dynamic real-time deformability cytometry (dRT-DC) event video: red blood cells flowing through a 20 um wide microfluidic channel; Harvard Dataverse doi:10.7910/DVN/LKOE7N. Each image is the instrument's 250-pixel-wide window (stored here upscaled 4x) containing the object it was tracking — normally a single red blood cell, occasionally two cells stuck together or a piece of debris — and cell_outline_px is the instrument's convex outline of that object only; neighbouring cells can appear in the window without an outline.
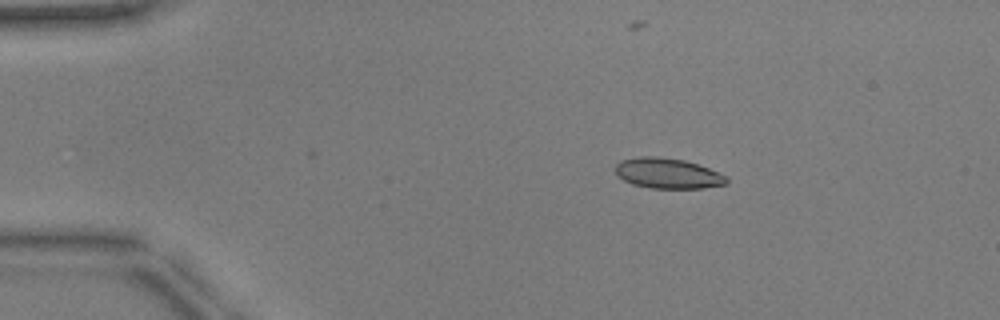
{"species": "common noctule bat (a hibernating species)", "species_latin": "Nyctalus noctula", "temperature_condition": "warm", "stored_images_in_passage": 40, "camera_frame_rate_fps": 3000, "um_per_image_px": 0.085, "animal": {"sex": "male", "body_mass_g": 17.9, "forearm_length_mm": 54.2}, "frame": {"image": 1, "passage_image": 2, "time_ms": 0.333, "image_size_px": [1000, 320], "cell_outline_px": [[728, 184], [704, 188], [652, 188], [632, 184], [616, 176], [616, 164], [620, 160], [640, 156], [656, 156], [684, 160], [708, 168], [728, 176]], "centroid_in_image_um": [56.76, 14.73], "position_along_channel_um": 28.2, "area_um2": 19.77}}
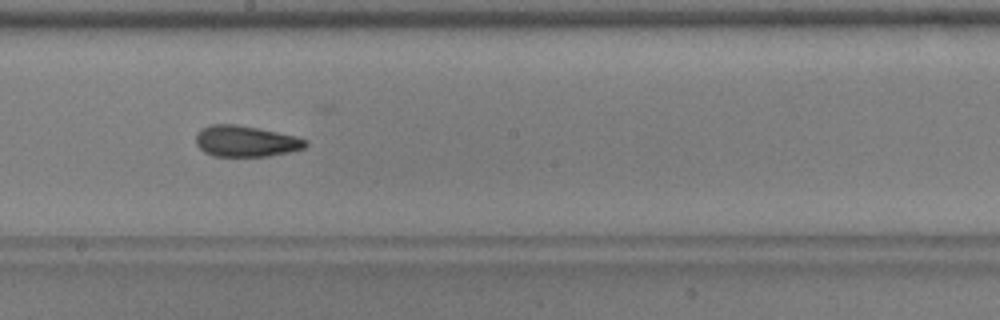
{"frame": {"image": 2, "passage_image": 22, "time_ms": 7.0, "image_size_px": [1000, 320], "cell_outline_px": [[308, 144], [304, 148], [288, 152], [268, 156], [212, 156], [204, 152], [196, 144], [196, 132], [200, 128], [212, 124], [236, 124], [296, 136], [308, 140]], "centroid_in_image_um": [20.86, 12.0], "position_along_channel_um": 227.3, "area_um2": 19.88}}
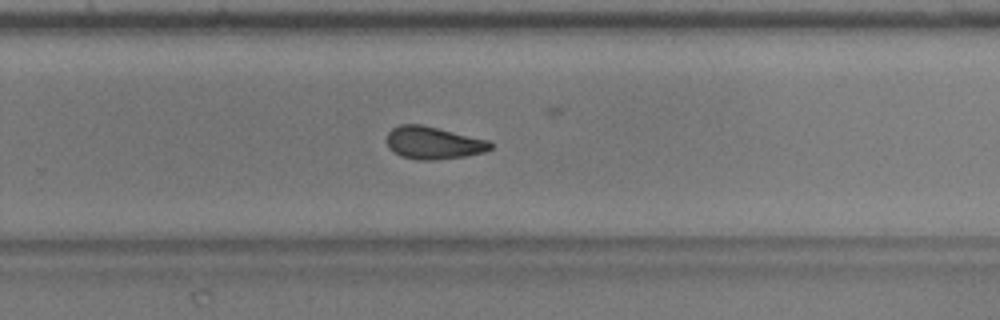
{"frame": {"image": 3, "passage_image": 27, "time_ms": 8.667, "image_size_px": [1000, 320], "cell_outline_px": [[492, 148], [484, 152], [464, 156], [432, 160], [420, 160], [400, 156], [388, 148], [388, 132], [392, 128], [400, 124], [420, 124], [488, 140], [492, 144]], "centroid_in_image_um": [36.81, 12.14], "position_along_channel_um": 293.0, "area_um2": 19.42}}